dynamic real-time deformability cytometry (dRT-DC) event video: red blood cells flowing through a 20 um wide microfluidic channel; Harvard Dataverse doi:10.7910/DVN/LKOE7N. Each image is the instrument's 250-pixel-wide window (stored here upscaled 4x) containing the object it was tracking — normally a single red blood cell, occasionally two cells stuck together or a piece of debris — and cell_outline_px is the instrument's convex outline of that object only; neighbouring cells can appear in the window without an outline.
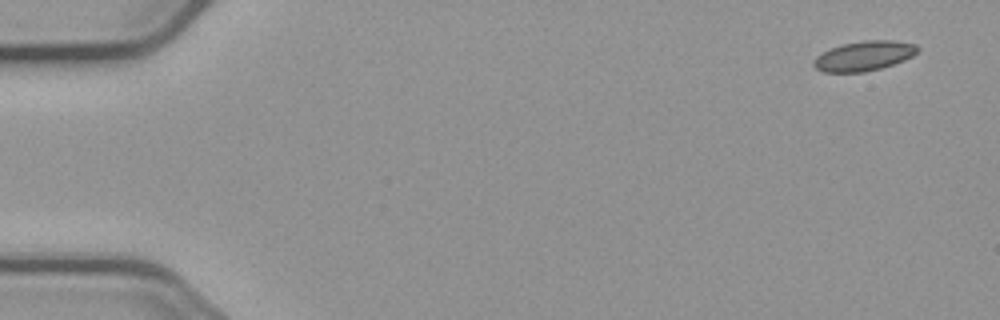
{"species": "common noctule bat (a hibernating species)", "species_latin": "Nyctalus noctula", "temperature_condition": "cold", "stored_images_in_passage": 6, "camera_frame_rate_fps": 3000, "um_per_image_px": 0.085, "animal": {"sex": "male", "body_mass_g": 23.1, "forearm_length_mm": 52.7}, "frame": {"image": 1, "passage_image": 1, "time_ms": 0.0, "image_size_px": [1000, 320], "cell_outline_px": [[920, 48], [912, 56], [904, 60], [880, 68], [864, 72], [824, 72], [816, 68], [812, 64], [812, 60], [816, 56], [832, 48], [844, 44], [864, 40], [892, 40], [916, 44]], "centroid_in_image_um": [73.44, 4.75], "position_along_channel_um": 11.6, "area_um2": 17.86}}
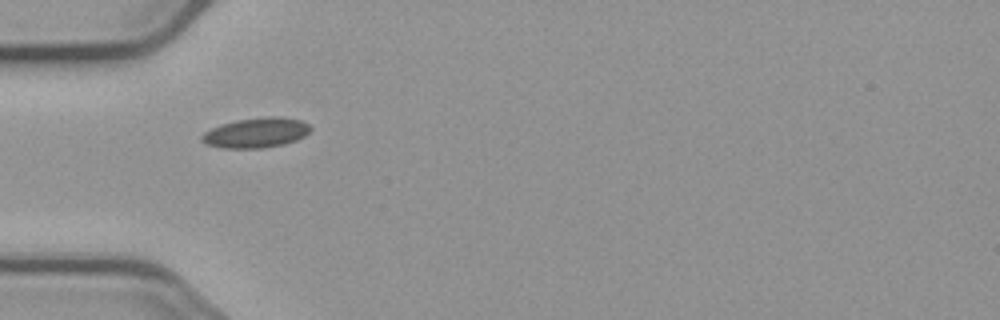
{"frame": {"image": 2, "passage_image": 5, "time_ms": 5.0, "image_size_px": [1000, 320], "cell_outline_px": [[312, 128], [304, 136], [296, 140], [284, 144], [260, 148], [220, 148], [204, 144], [200, 140], [200, 136], [204, 132], [220, 124], [236, 120], [264, 116], [280, 116], [300, 120], [308, 124]], "centroid_in_image_um": [21.73, 11.28], "position_along_channel_um": 63.3, "area_um2": 19.19}}
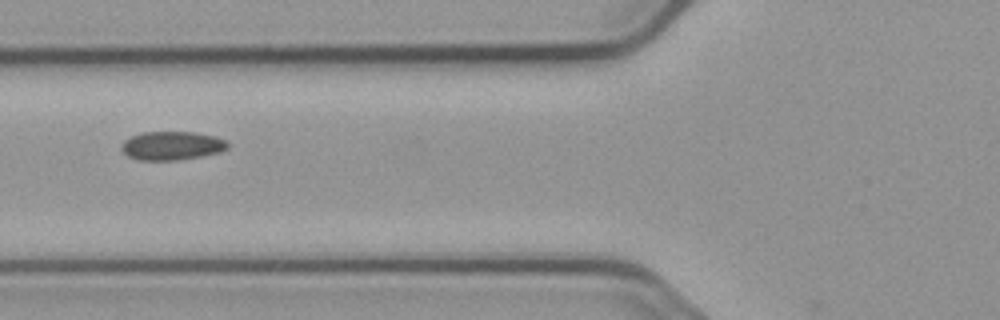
{"frame": {"image": 3, "passage_image": 6, "time_ms": 6.333, "image_size_px": [1000, 320], "cell_outline_px": [[228, 148], [220, 152], [200, 156], [176, 160], [136, 160], [128, 156], [120, 148], [120, 144], [124, 140], [140, 132], [196, 132], [216, 136], [228, 140]], "centroid_in_image_um": [14.61, 12.37], "position_along_channel_um": 111.2, "area_um2": 17.92}}